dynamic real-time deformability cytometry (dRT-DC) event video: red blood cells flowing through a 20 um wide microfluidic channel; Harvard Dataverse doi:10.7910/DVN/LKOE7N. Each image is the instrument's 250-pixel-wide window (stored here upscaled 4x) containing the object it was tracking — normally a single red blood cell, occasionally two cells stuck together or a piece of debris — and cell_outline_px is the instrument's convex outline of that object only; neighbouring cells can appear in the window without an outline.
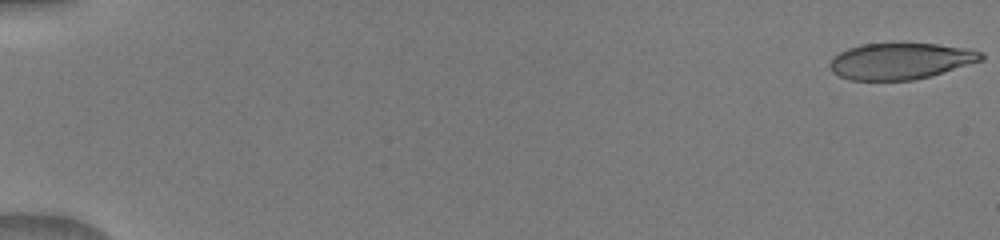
{"species": "human", "species_latin": "Homo sapiens", "temperature_condition": "warm", "stored_images_in_passage": 54, "camera_frame_rate_fps": 3000, "um_per_image_px": 0.085, "donor": {"sex": "male"}, "frame": {"image": 1, "passage_image": 1, "time_ms": 0.0, "image_size_px": [1000, 240], "cell_outline_px": [[984, 60], [928, 76], [912, 80], [848, 80], [832, 72], [828, 64], [840, 52], [848, 48], [860, 44], [936, 44], [984, 52]], "centroid_in_image_um": [76.51, 5.2], "position_along_channel_um": 8.5, "area_um2": 31.56}}
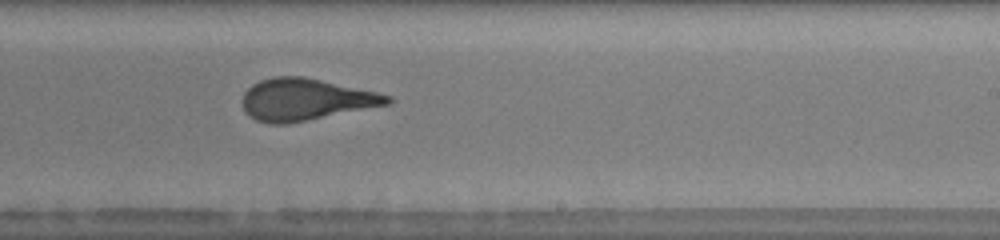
{"frame": {"image": 2, "passage_image": 35, "time_ms": 10.667, "image_size_px": [1000, 240], "cell_outline_px": [[392, 100], [388, 104], [288, 124], [272, 124], [256, 120], [248, 116], [244, 108], [244, 92], [252, 84], [260, 80], [276, 76], [304, 76], [376, 92], [392, 96]], "centroid_in_image_um": [25.95, 8.46], "position_along_channel_um": 263.1, "area_um2": 35.03}}
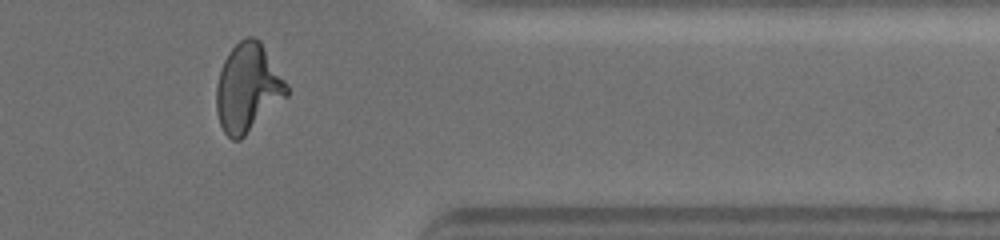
{"frame": {"image": 3, "passage_image": 46, "time_ms": 14.0, "image_size_px": [1000, 240], "cell_outline_px": [[288, 96], [240, 140], [232, 140], [224, 132], [220, 124], [216, 112], [216, 84], [224, 60], [228, 52], [244, 36], [252, 36], [260, 40], [288, 84]], "centroid_in_image_um": [21.06, 7.46], "position_along_channel_um": 390.3, "area_um2": 36.3}}